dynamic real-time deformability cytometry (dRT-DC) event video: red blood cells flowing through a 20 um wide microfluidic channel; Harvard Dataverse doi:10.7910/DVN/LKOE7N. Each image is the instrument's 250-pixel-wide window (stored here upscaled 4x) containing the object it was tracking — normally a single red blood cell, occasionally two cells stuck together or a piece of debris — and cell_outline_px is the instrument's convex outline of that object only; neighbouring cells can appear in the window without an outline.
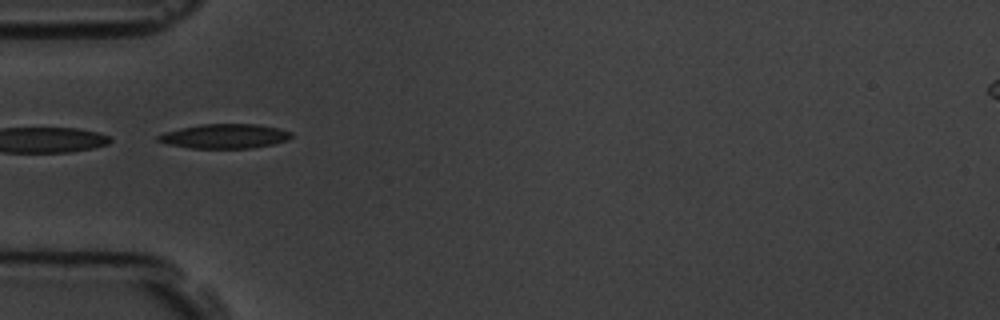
{"species": "common noctule bat (a hibernating species)", "species_latin": "Nyctalus noctula", "temperature_condition": "room temperature", "stored_images_in_passage": 14, "camera_frame_rate_fps": 3000, "um_per_image_px": 0.085, "animal": {"sex": "male", "body_mass_g": 19.5, "forearm_length_mm": 54.6}, "frame": {"image": 1, "passage_image": 4, "time_ms": 4.333, "image_size_px": [1000, 320], "cell_outline_px": [[292, 136], [288, 140], [272, 144], [248, 148], [192, 148], [168, 144], [156, 140], [156, 136], [164, 132], [180, 128], [200, 124], [260, 124], [292, 132]], "centroid_in_image_um": [19.08, 11.57], "position_along_channel_um": 65.9, "area_um2": 18.9}}
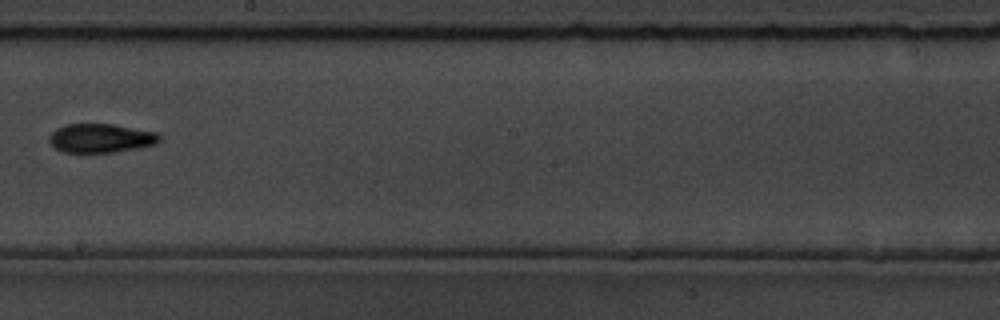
{"frame": {"image": 2, "passage_image": 8, "time_ms": 9.0, "image_size_px": [1000, 320], "cell_outline_px": [[160, 140], [156, 144], [136, 148], [112, 152], [64, 152], [56, 148], [48, 140], [48, 136], [56, 128], [64, 124], [112, 124], [156, 132], [160, 136]], "centroid_in_image_um": [8.54, 11.73], "position_along_channel_um": 239.7, "area_um2": 18.44}}
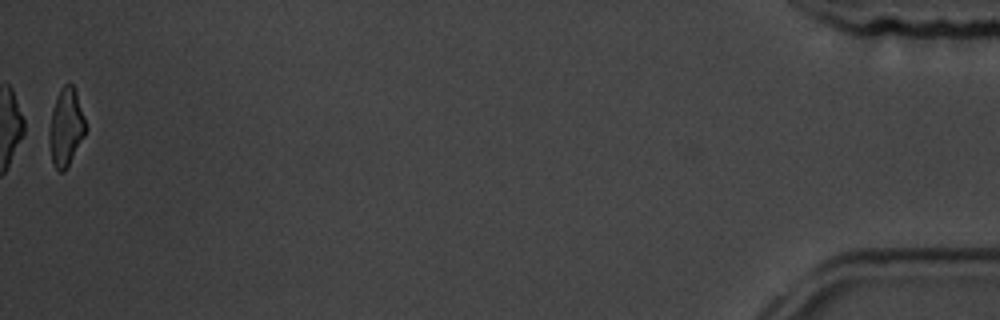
{"frame": {"image": 3, "passage_image": 14, "time_ms": 16.667, "image_size_px": [1000, 320], "cell_outline_px": [[88, 128], [84, 136], [64, 172], [60, 172], [52, 164], [48, 140], [48, 132], [52, 108], [56, 96], [60, 88], [64, 84], [72, 84], [76, 92]], "centroid_in_image_um": [5.59, 10.81], "position_along_channel_um": 429.6, "area_um2": 16.65}, "authors_computed_cell_mechanics": {"area_um2": 18.3515, "velocity_mm_per_s": 3.7319, "shape_relaxation_time_tau1_ms": 2.0787, "shape_relaxation_time_tau2_ms": null, "deformation_change_tau1": 0.0965, "deformation_change_tau2": null}}